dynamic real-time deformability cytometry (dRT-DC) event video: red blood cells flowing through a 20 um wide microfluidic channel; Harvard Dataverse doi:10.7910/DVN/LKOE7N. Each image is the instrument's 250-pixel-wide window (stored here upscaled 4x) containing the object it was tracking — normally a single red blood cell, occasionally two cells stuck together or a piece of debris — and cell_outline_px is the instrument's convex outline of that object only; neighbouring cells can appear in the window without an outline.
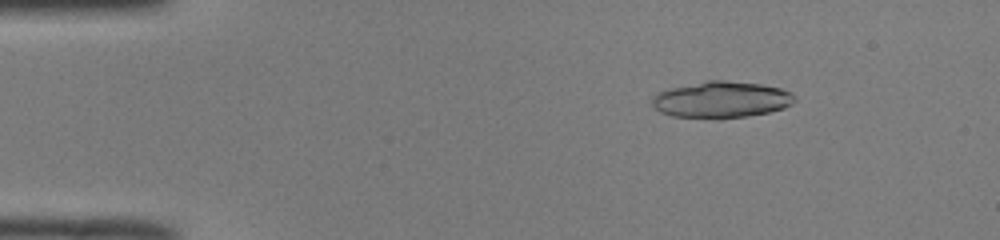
{"species": "common noctule bat (a hibernating species)", "species_latin": "Nyctalus noctula", "temperature_condition": "room temperature", "stored_images_in_passage": 49, "camera_frame_rate_fps": 3000, "um_per_image_px": 0.085, "animal": {"sex": "male", "body_mass_g": 19.0, "forearm_length_mm": 50.8}, "frame": {"image": 1, "passage_image": 7, "time_ms": 2.0, "image_size_px": [1000, 240], "cell_outline_px": [[796, 100], [792, 104], [784, 108], [768, 112], [748, 116], [720, 120], [716, 120], [672, 116], [660, 112], [652, 104], [652, 100], [660, 92], [672, 88], [708, 80], [724, 80], [760, 84], [780, 88], [792, 92], [796, 96]], "centroid_in_image_um": [61.36, 8.5], "position_along_channel_um": 23.6, "area_um2": 30.52}}
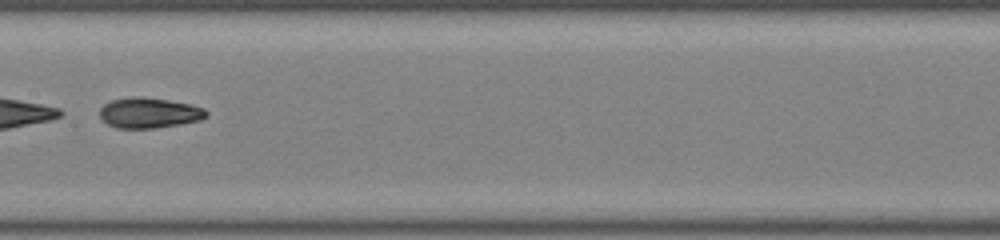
{"frame": {"image": 2, "passage_image": 26, "time_ms": 8.333, "image_size_px": [1000, 240], "cell_outline_px": [[208, 116], [200, 120], [180, 124], [152, 128], [116, 128], [108, 124], [100, 116], [100, 108], [104, 104], [112, 100], [136, 96], [168, 100], [188, 104], [204, 108], [208, 112]], "centroid_in_image_um": [12.68, 9.59], "position_along_channel_um": 194.7, "area_um2": 18.67}}
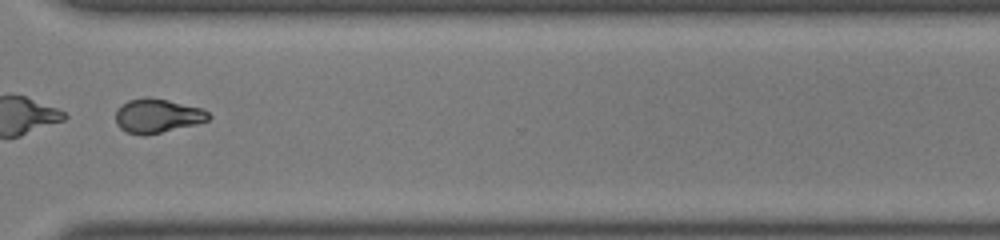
{"frame": {"image": 3, "passage_image": 38, "time_ms": 12.333, "image_size_px": [1000, 240], "cell_outline_px": [[212, 116], [208, 120], [196, 124], [144, 136], [128, 132], [120, 128], [116, 124], [116, 112], [128, 100], [168, 100], [204, 108]], "centroid_in_image_um": [13.43, 9.88], "position_along_channel_um": 357.2, "area_um2": 17.86}, "authors_computed_cell_mechanics": {"area_um2": 29.5358, "velocity_mm_per_s": 4.0568, "shape_relaxation_time_tau1_ms": 6.1685, "shape_relaxation_time_tau2_ms": 1.678, "deformation_change_tau1": 0.2208, "deformation_change_tau2": 0.0842}}